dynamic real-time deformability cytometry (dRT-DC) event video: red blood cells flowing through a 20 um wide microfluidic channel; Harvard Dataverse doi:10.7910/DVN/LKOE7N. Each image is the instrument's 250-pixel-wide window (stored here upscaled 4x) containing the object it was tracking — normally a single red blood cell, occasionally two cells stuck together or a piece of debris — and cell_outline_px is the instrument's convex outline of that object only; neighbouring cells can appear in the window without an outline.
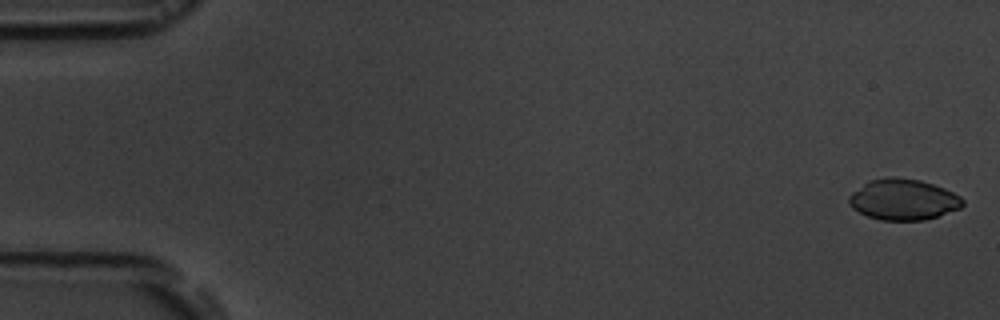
{"species": "common noctule bat (a hibernating species)", "species_latin": "Nyctalus noctula", "temperature_condition": "room temperature", "stored_images_in_passage": 5, "camera_frame_rate_fps": 3000, "um_per_image_px": 0.085, "animal": {"sex": "male", "body_mass_g": 19.5, "forearm_length_mm": 54.6}, "frame": {"image": 1, "passage_image": 1, "time_ms": 0.0, "image_size_px": [1000, 320], "cell_outline_px": [[964, 204], [960, 208], [924, 220], [880, 220], [868, 216], [852, 208], [848, 204], [848, 196], [852, 192], [868, 180], [892, 176], [920, 180], [944, 188], [960, 196], [964, 200]], "centroid_in_image_um": [76.75, 16.95], "position_along_channel_um": 8.3, "area_um2": 27.11}}
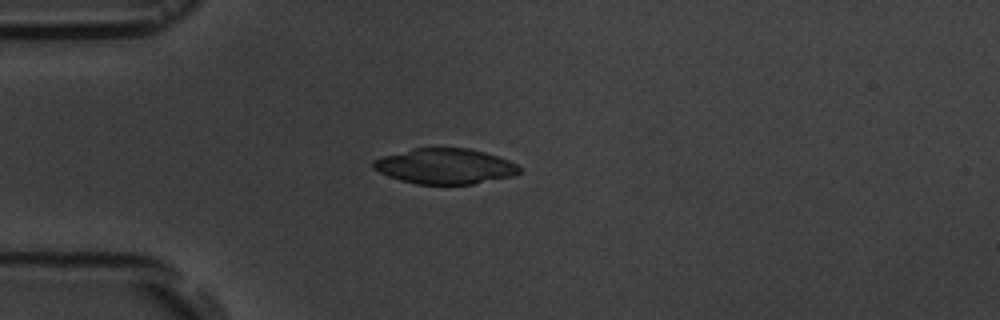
{"frame": {"image": 2, "passage_image": 5, "time_ms": 4.667, "image_size_px": [1000, 320], "cell_outline_px": [[520, 172], [516, 176], [472, 184], [416, 184], [400, 180], [388, 176], [372, 168], [372, 160], [384, 156], [412, 148], [468, 148], [484, 152], [508, 160], [516, 164], [520, 168]], "centroid_in_image_um": [37.82, 14.13], "position_along_channel_um": 47.2, "area_um2": 30.17}}